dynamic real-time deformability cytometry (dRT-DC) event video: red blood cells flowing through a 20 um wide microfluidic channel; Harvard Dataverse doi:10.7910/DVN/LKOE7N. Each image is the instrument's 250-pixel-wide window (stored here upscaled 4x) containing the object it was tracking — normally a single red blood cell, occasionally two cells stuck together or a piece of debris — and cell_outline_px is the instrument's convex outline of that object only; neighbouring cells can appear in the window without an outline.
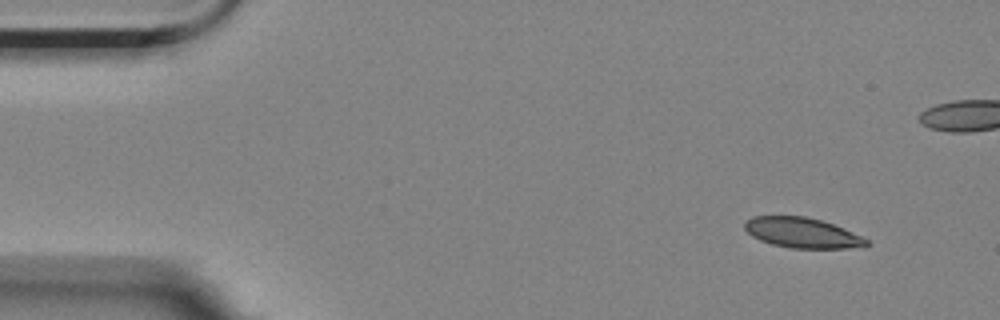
{"species": "Egyptian fruit bat (a non-hibernating species)", "species_latin": "Rousettus aegyptiacus", "temperature_condition": "room temperature", "stored_images_in_passage": 4, "camera_frame_rate_fps": 3000, "um_per_image_px": 0.085, "animal": {"sex": "female"}, "frame": {"image": 1, "passage_image": 1, "time_ms": 0.0, "image_size_px": [1000, 320], "cell_outline_px": [[872, 244], [848, 248], [792, 248], [772, 244], [760, 240], [752, 236], [744, 228], [744, 220], [752, 216], [804, 216], [820, 220], [844, 228], [868, 240]], "centroid_in_image_um": [68.15, 19.78], "position_along_channel_um": 16.9, "area_um2": 21.33}}